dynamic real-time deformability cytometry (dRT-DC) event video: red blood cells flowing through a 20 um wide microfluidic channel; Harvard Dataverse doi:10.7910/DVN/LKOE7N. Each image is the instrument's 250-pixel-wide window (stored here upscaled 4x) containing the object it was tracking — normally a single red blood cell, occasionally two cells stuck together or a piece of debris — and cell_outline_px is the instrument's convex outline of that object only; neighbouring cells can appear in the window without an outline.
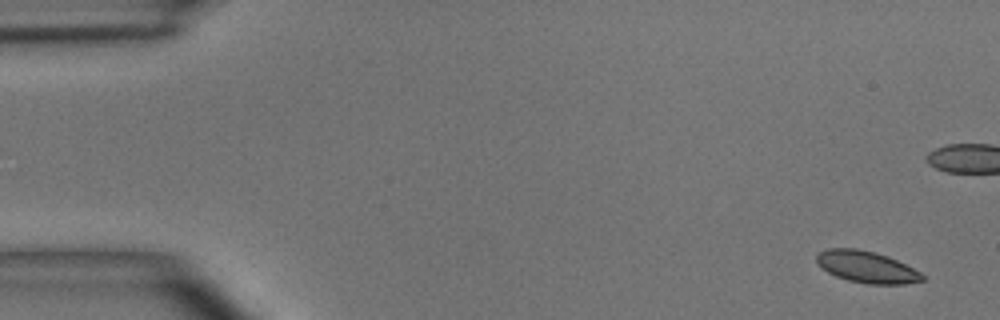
{"species": "common noctule bat (a hibernating species)", "species_latin": "Nyctalus noctula", "temperature_condition": "room temperature", "stored_images_in_passage": 6, "camera_frame_rate_fps": 3000, "um_per_image_px": 0.085, "animal": {"sex": "male", "body_mass_g": 15.6}, "frame": {"image": 1, "passage_image": 1, "time_ms": 0.0, "image_size_px": [1000, 320], "cell_outline_px": [[924, 280], [904, 284], [868, 284], [848, 280], [836, 276], [820, 268], [816, 260], [816, 256], [820, 252], [828, 248], [856, 248], [876, 252], [888, 256], [920, 272], [924, 276]], "centroid_in_image_um": [73.64, 22.68], "position_along_channel_um": 11.4, "area_um2": 19.48}}
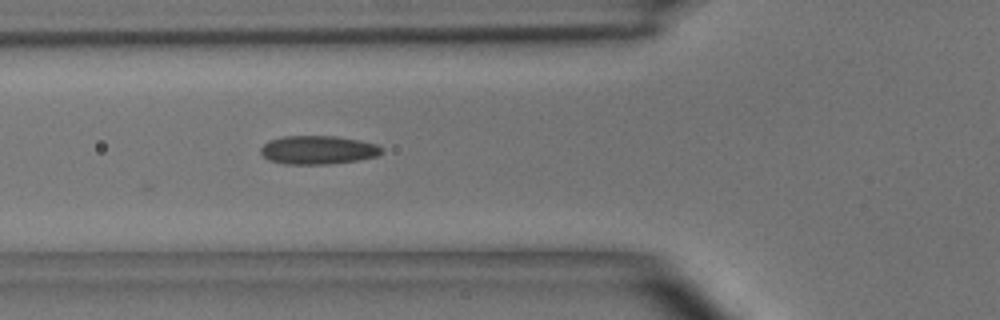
{"frame": {"image": 2, "passage_image": 6, "time_ms": 6.667, "image_size_px": [1000, 320], "cell_outline_px": [[384, 152], [376, 156], [356, 160], [328, 164], [284, 164], [268, 160], [260, 152], [260, 148], [268, 140], [284, 136], [336, 136], [360, 140], [376, 144], [384, 148]], "centroid_in_image_um": [27.02, 12.74], "position_along_channel_um": 98.8, "area_um2": 20.23}}